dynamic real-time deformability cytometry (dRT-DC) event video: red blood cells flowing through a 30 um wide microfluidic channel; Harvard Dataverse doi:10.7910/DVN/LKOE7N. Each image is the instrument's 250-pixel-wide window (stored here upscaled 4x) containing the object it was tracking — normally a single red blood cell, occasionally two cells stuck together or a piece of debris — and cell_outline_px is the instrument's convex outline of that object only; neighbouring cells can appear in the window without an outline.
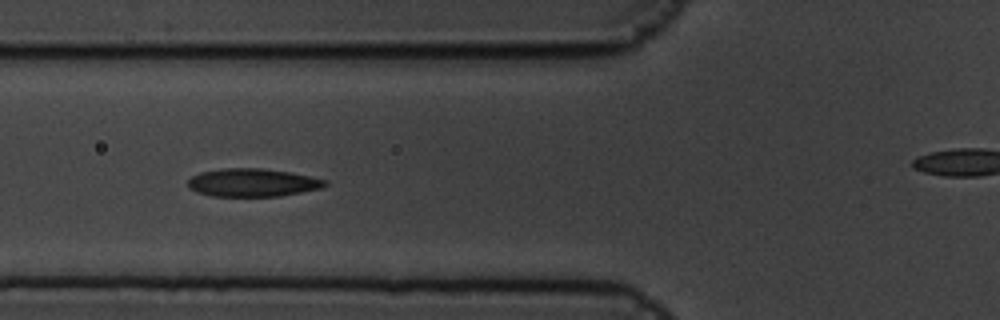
{"species": "common noctule bat (a hibernating species)", "species_latin": "Nyctalus noctula", "temperature_condition": "cold", "stored_images_in_passage": 6, "camera_frame_rate_fps": 3000, "um_per_image_px": 0.085, "animal": {"sex": "male", "body_mass_g": 19.5, "forearm_length_mm": 54.6}, "frame": {"image": 1, "passage_image": 6, "time_ms": 1.667, "image_size_px": [1000, 320], "cell_outline_px": [[328, 184], [320, 188], [280, 196], [212, 196], [196, 192], [188, 188], [188, 180], [192, 176], [200, 172], [224, 168], [260, 168], [288, 172], [328, 180]], "centroid_in_image_um": [21.43, 15.52], "position_along_channel_um": 104.4, "area_um2": 22.31}}